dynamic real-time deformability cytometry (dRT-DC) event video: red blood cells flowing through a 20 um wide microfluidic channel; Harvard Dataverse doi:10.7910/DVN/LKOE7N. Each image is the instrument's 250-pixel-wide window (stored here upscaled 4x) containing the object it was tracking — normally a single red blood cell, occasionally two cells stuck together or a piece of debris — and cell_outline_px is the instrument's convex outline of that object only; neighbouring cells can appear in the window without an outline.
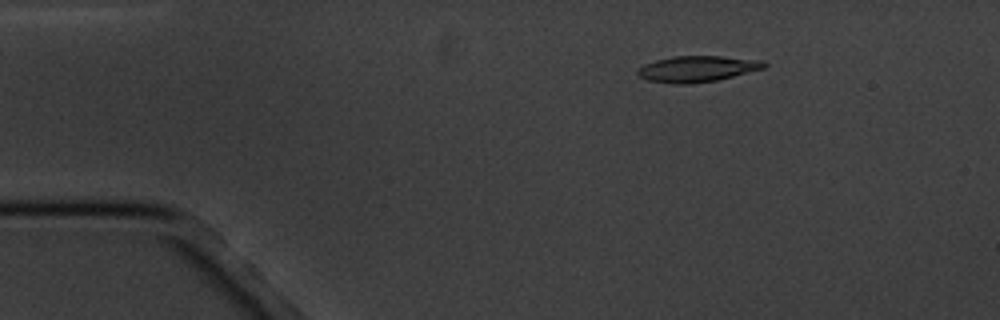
{"species": "common noctule bat (a hibernating species)", "species_latin": "Nyctalus noctula", "temperature_condition": "cold", "stored_images_in_passage": 5, "camera_frame_rate_fps": 3000, "um_per_image_px": 0.085, "animal": {"sex": "male", "body_mass_g": 20.1, "forearm_length_mm": 53.5}, "frame": {"image": 1, "passage_image": 3, "time_ms": 2.333, "image_size_px": [1000, 320], "cell_outline_px": [[768, 64], [764, 68], [716, 80], [688, 84], [672, 84], [648, 80], [640, 76], [636, 72], [636, 68], [644, 64], [656, 60], [672, 56], [720, 56], [764, 60]], "centroid_in_image_um": [59.24, 5.84], "position_along_channel_um": 25.8, "area_um2": 19.19}}